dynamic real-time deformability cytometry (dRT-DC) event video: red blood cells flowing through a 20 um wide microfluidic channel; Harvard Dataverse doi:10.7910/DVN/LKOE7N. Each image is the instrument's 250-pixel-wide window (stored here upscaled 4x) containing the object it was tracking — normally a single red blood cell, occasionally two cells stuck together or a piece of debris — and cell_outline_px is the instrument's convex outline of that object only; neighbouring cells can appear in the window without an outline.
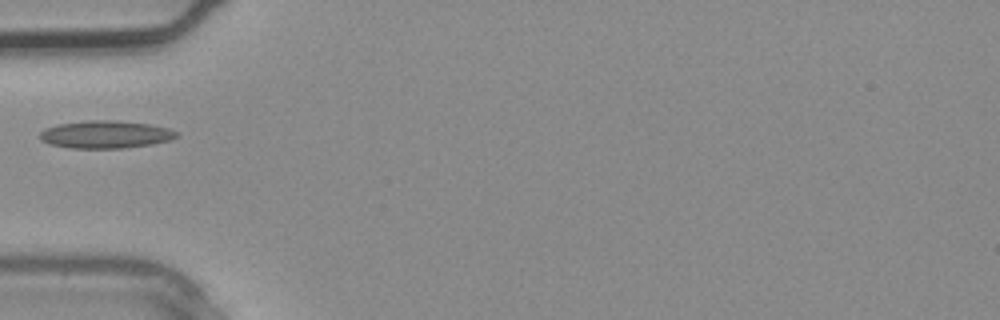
{"species": "common noctule bat (a hibernating species)", "species_latin": "Nyctalus noctula", "temperature_condition": "warm", "stored_images_in_passage": 3, "camera_frame_rate_fps": 3000, "um_per_image_px": 0.085, "animal": {"sex": "male", "body_mass_g": 20.4}, "frame": {"image": 1, "passage_image": 3, "time_ms": 0.667, "image_size_px": [1000, 320], "cell_outline_px": [[180, 136], [168, 140], [152, 144], [124, 148], [72, 148], [48, 144], [40, 140], [40, 132], [44, 128], [56, 124], [84, 120], [116, 120], [148, 124], [168, 128], [180, 132]], "centroid_in_image_um": [8.95, 11.42], "position_along_channel_um": 76.0, "area_um2": 22.25}}